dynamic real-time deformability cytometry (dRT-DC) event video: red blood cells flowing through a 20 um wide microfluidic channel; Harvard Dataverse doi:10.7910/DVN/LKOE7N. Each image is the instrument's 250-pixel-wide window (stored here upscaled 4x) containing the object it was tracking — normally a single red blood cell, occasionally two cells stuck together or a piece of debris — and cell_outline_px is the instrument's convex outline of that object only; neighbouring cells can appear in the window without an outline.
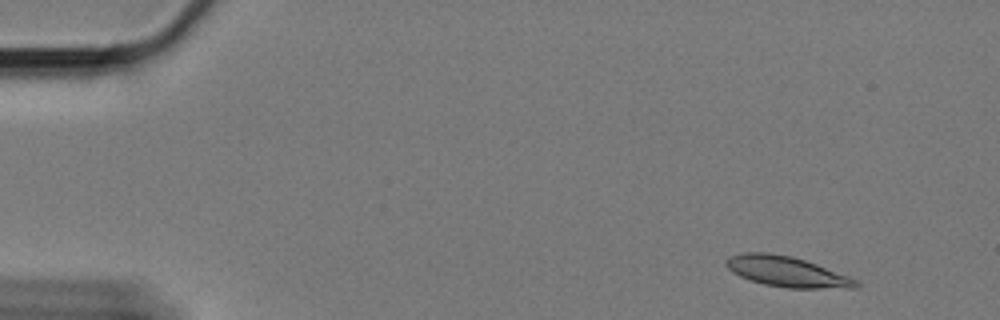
{"species": "Egyptian fruit bat (a non-hibernating species)", "species_latin": "Rousettus aegyptiacus", "temperature_condition": "cold", "stored_images_in_passage": 55, "camera_frame_rate_fps": 3000, "um_per_image_px": 0.085, "animal": {"sex": "female"}, "frame": {"image": 1, "passage_image": 1, "time_ms": 0.0, "image_size_px": [1000, 320], "cell_outline_px": [[860, 284], [856, 288], [788, 288], [764, 284], [740, 276], [732, 272], [724, 264], [732, 256], [744, 252], [764, 252], [792, 256], [816, 264], [848, 276], [856, 280]], "centroid_in_image_um": [66.88, 23.09], "position_along_channel_um": 18.1, "area_um2": 22.66}}
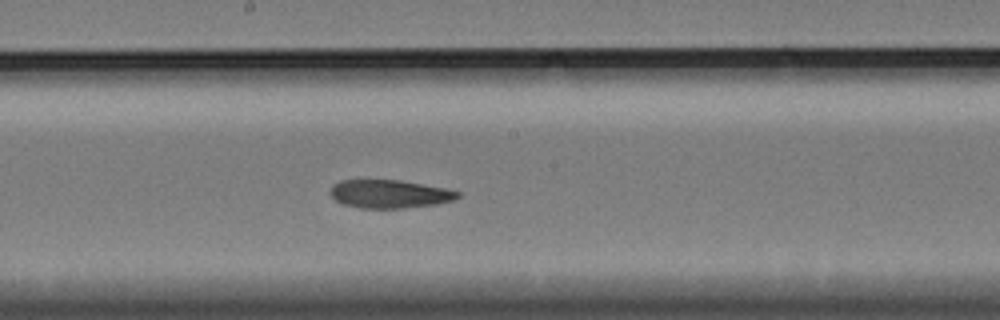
{"frame": {"image": 2, "passage_image": 28, "time_ms": 9.0, "image_size_px": [1000, 320], "cell_outline_px": [[460, 196], [452, 200], [436, 204], [404, 208], [360, 208], [344, 204], [336, 200], [328, 192], [332, 184], [340, 180], [400, 180], [444, 188], [460, 192]], "centroid_in_image_um": [33.07, 16.48], "position_along_channel_um": 215.1, "area_um2": 20.92}}
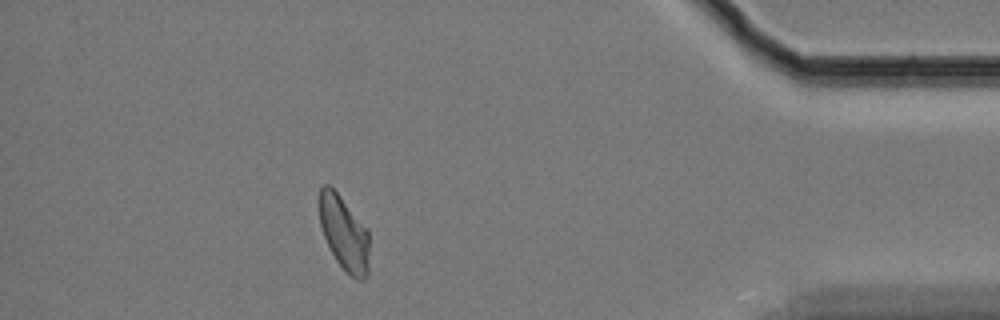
{"frame": {"image": 3, "passage_image": 49, "time_ms": 16.0, "image_size_px": [1000, 320], "cell_outline_px": [[368, 276], [364, 280], [356, 280], [336, 260], [324, 236], [320, 224], [320, 188], [324, 184], [328, 184], [340, 196], [368, 228]], "centroid_in_image_um": [29.27, 19.83], "position_along_channel_um": 405.9, "area_um2": 21.33}, "authors_computed_cell_mechanics": {"area_um2": 22.3108, "velocity_mm_per_s": 3.3298, "shape_relaxation_time_tau1_ms": 4.2889, "shape_relaxation_time_tau2_ms": 3.7055, "deformation_change_tau1": 0.1252, "deformation_change_tau2": 0.1034}}